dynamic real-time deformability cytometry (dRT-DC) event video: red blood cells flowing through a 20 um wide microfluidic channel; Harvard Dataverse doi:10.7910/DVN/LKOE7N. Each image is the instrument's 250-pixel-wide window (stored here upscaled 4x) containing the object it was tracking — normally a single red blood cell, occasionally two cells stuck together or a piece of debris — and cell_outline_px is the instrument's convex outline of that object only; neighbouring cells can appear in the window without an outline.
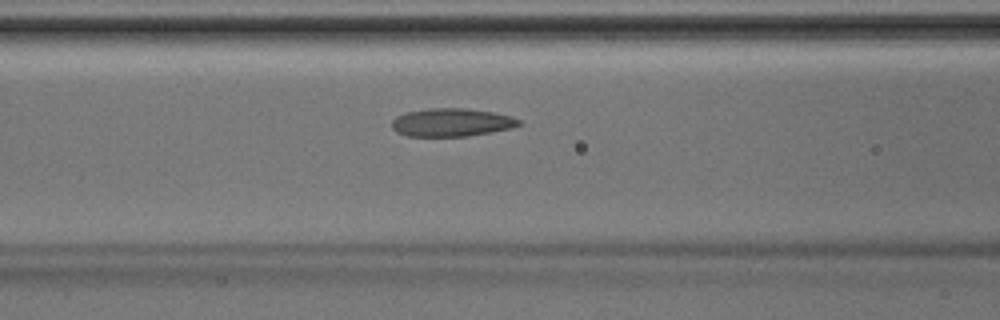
{"species": "Egyptian fruit bat (a non-hibernating species)", "species_latin": "Rousettus aegyptiacus", "temperature_condition": "room temperature", "stored_images_in_passage": 43, "camera_frame_rate_fps": 3000, "um_per_image_px": 0.085, "animal": {"sex": "male"}, "frame": {"image": 1, "passage_image": 18, "time_ms": 5.667, "image_size_px": [1000, 320], "cell_outline_px": [[520, 124], [512, 128], [468, 136], [408, 136], [396, 132], [392, 128], [392, 120], [396, 116], [404, 112], [428, 108], [464, 108], [492, 112], [512, 116], [520, 120]], "centroid_in_image_um": [38.35, 10.4], "position_along_channel_um": 128.2, "area_um2": 20.87}}
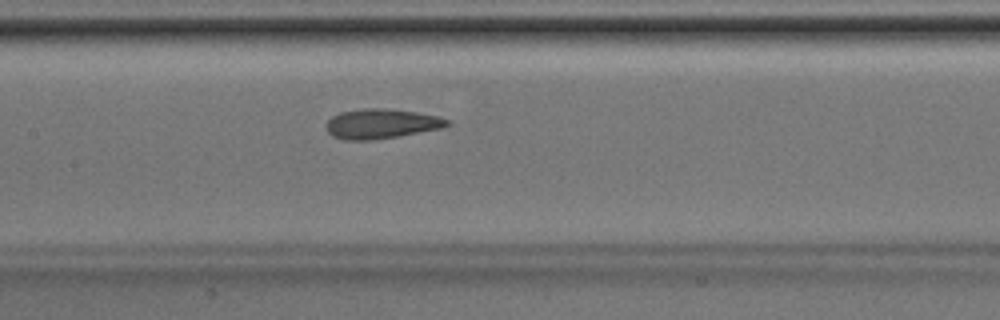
{"frame": {"image": 2, "passage_image": 21, "time_ms": 6.667, "image_size_px": [1000, 320], "cell_outline_px": [[448, 124], [440, 128], [396, 136], [372, 140], [348, 140], [332, 136], [328, 132], [324, 124], [332, 116], [340, 112], [364, 108], [388, 108], [416, 112], [440, 116], [448, 120]], "centroid_in_image_um": [32.35, 10.5], "position_along_channel_um": 175.0, "area_um2": 20.81}}
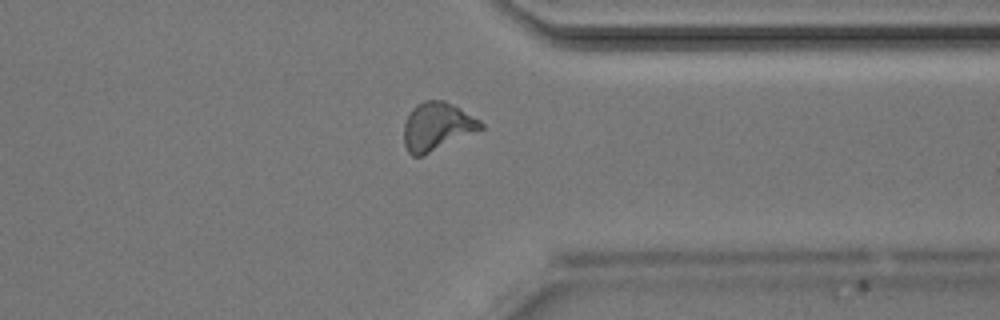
{"frame": {"image": 3, "passage_image": 34, "time_ms": 11.0, "image_size_px": [1000, 320], "cell_outline_px": [[484, 128], [420, 156], [412, 156], [408, 152], [404, 144], [404, 124], [412, 108], [416, 104], [424, 100], [444, 100], [452, 104], [480, 120], [484, 124]], "centroid_in_image_um": [37.12, 10.73], "position_along_channel_um": 374.3, "area_um2": 21.21}}